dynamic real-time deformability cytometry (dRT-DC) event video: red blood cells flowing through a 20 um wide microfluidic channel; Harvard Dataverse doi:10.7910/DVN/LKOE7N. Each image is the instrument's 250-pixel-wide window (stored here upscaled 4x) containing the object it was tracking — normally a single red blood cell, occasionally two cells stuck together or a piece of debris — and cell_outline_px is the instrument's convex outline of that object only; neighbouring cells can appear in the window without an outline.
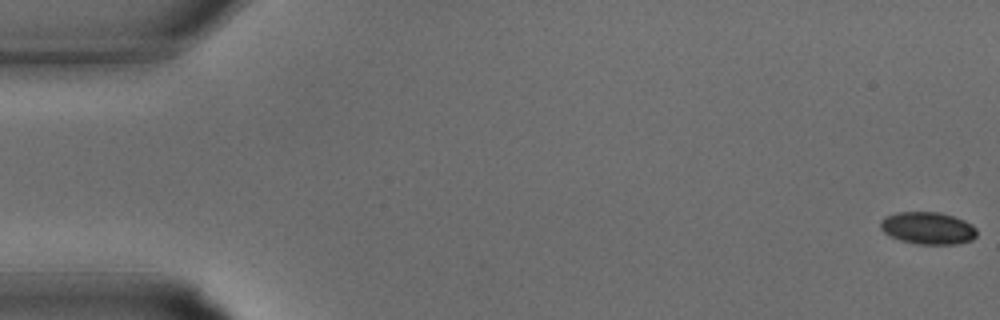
{"species": "common noctule bat (a hibernating species)", "species_latin": "Nyctalus noctula", "temperature_condition": "warm", "stored_images_in_passage": 34, "camera_frame_rate_fps": 3000, "um_per_image_px": 0.085, "animal": {"sex": "male", "body_mass_g": 15.6}, "frame": {"image": 1, "passage_image": 1, "time_ms": 0.0, "image_size_px": [1000, 320], "cell_outline_px": [[976, 236], [972, 240], [956, 244], [916, 244], [900, 240], [884, 232], [880, 228], [880, 220], [884, 216], [896, 212], [940, 212], [964, 220], [972, 224], [976, 228]], "centroid_in_image_um": [78.86, 19.38], "position_along_channel_um": 6.1, "area_um2": 18.21}}
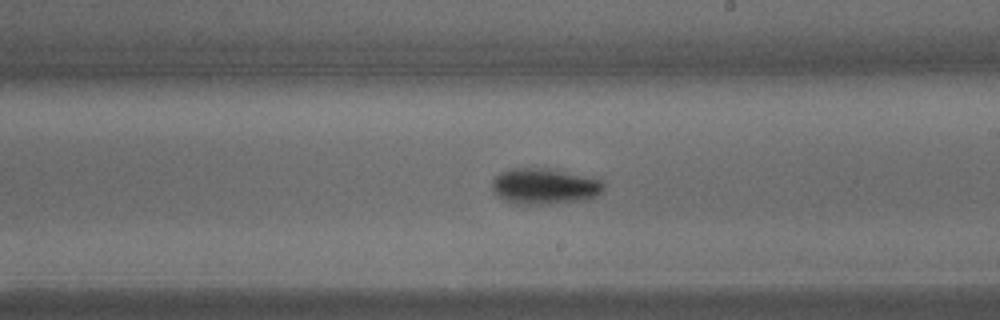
{"frame": {"image": 2, "passage_image": 20, "time_ms": 6.333, "image_size_px": [1000, 320], "cell_outline_px": [[604, 188], [592, 200], [552, 204], [520, 204], [504, 200], [496, 196], [492, 192], [492, 180], [500, 172], [512, 168], [552, 168], [600, 180], [604, 184]], "centroid_in_image_um": [46.27, 15.84], "position_along_channel_um": 242.7, "area_um2": 23.7}}
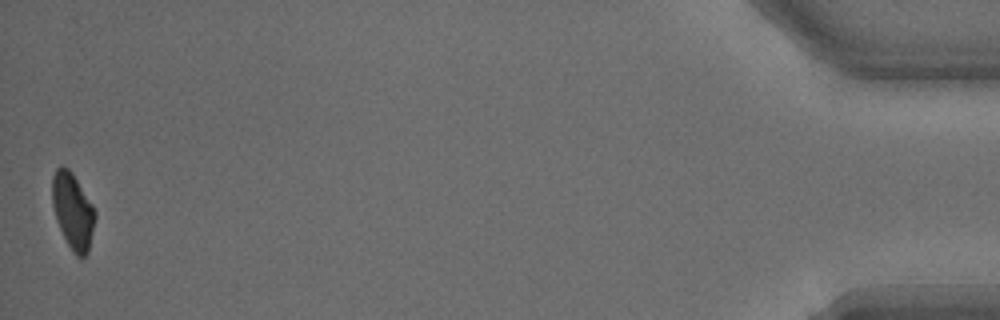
{"frame": {"image": 3, "passage_image": 34, "time_ms": 11.0, "image_size_px": [1000, 320], "cell_outline_px": [[96, 216], [88, 252], [84, 256], [76, 256], [72, 252], [56, 220], [52, 204], [52, 176], [56, 168], [60, 164], [64, 164], [72, 172], [92, 204], [96, 212]], "centroid_in_image_um": [6.18, 17.89], "position_along_channel_um": 429.0, "area_um2": 19.02}}